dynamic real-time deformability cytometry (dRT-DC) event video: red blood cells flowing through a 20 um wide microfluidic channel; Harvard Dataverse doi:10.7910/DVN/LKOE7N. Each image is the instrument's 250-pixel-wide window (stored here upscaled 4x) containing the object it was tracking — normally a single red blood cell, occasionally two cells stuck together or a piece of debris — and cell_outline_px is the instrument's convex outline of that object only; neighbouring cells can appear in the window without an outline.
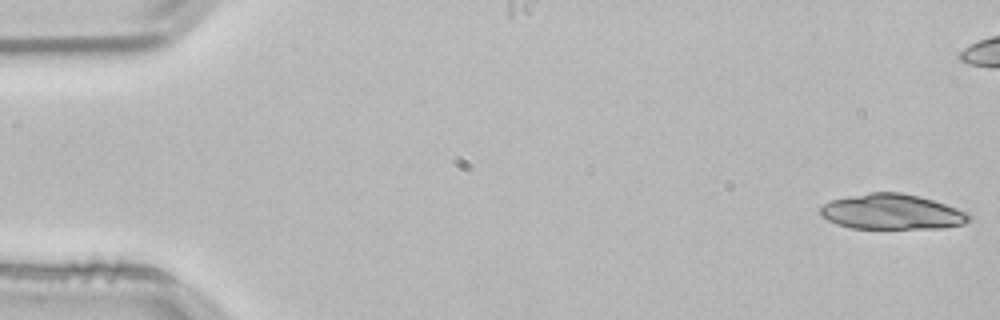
{"species": "common noctule bat (a hibernating species)", "species_latin": "Nyctalus noctula", "temperature_condition": "room temperature", "stored_images_in_passage": 21, "camera_frame_rate_fps": 3000, "um_per_image_px": 0.085, "animal": {"sex": "male", "body_mass_g": 21.5, "forearm_length_mm": 52.0}, "frame": {"image": 1, "passage_image": 1, "time_ms": 0.0, "image_size_px": [1000, 320], "cell_outline_px": [[972, 216], [964, 224], [944, 228], [852, 228], [836, 224], [820, 216], [820, 208], [824, 204], [832, 200], [848, 196], [872, 192], [900, 192], [920, 196], [968, 212]], "centroid_in_image_um": [75.81, 18.01], "position_along_channel_um": 9.2, "area_um2": 30.52}}